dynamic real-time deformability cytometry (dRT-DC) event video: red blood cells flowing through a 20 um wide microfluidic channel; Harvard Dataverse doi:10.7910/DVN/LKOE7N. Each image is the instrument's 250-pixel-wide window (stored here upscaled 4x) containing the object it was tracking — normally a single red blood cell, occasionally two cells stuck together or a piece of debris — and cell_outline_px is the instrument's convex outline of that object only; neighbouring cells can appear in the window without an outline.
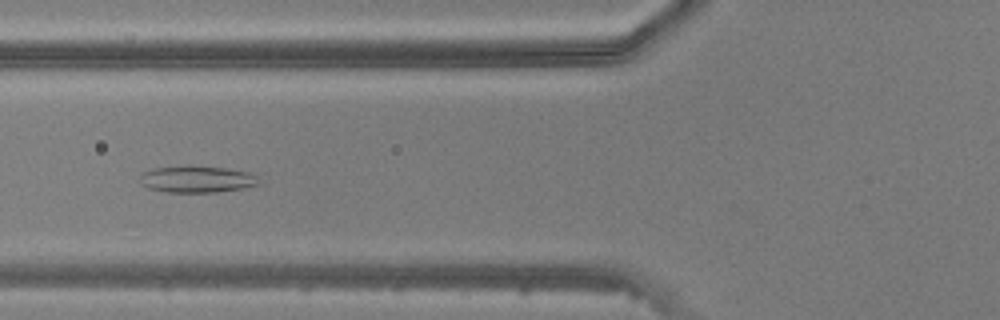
{"species": "common noctule bat (a hibernating species)", "species_latin": "Nyctalus noctula", "temperature_condition": "warm", "stored_images_in_passage": 48, "camera_frame_rate_fps": 3000, "um_per_image_px": 0.085, "animal": {"sex": "male", "body_mass_g": 20.5, "forearm_length_mm": 52.5}, "frame": {"image": 1, "passage_image": 19, "time_ms": 6.0, "image_size_px": [1000, 320], "cell_outline_px": [[260, 184], [240, 188], [216, 192], [168, 192], [148, 188], [140, 184], [136, 180], [144, 172], [152, 168], [188, 164], [224, 168], [248, 172], [256, 176]], "centroid_in_image_um": [16.65, 15.21], "position_along_channel_um": 109.2, "area_um2": 18.79}}
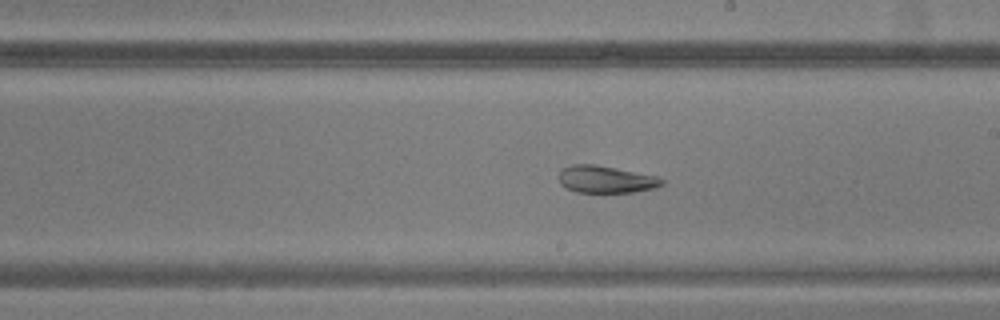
{"frame": {"image": 2, "passage_image": 28, "time_ms": 9.0, "image_size_px": [1000, 320], "cell_outline_px": [[664, 184], [656, 188], [636, 192], [576, 192], [560, 184], [560, 168], [572, 164], [596, 164], [656, 176], [664, 180]], "centroid_in_image_um": [51.5, 15.24], "position_along_channel_um": 237.5, "area_um2": 16.36}}
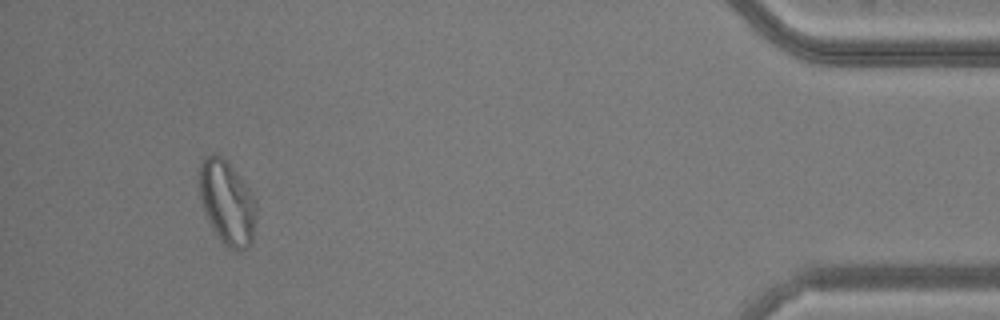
{"frame": {"image": 3, "passage_image": 45, "time_ms": 14.667, "image_size_px": [1000, 320], "cell_outline_px": [[256, 220], [252, 244], [248, 248], [228, 248], [220, 240], [212, 228], [208, 220], [196, 184], [200, 160], [204, 156], [212, 152], [216, 152], [232, 168], [256, 196]], "centroid_in_image_um": [19.28, 17.17], "position_along_channel_um": 415.9, "area_um2": 28.38}}